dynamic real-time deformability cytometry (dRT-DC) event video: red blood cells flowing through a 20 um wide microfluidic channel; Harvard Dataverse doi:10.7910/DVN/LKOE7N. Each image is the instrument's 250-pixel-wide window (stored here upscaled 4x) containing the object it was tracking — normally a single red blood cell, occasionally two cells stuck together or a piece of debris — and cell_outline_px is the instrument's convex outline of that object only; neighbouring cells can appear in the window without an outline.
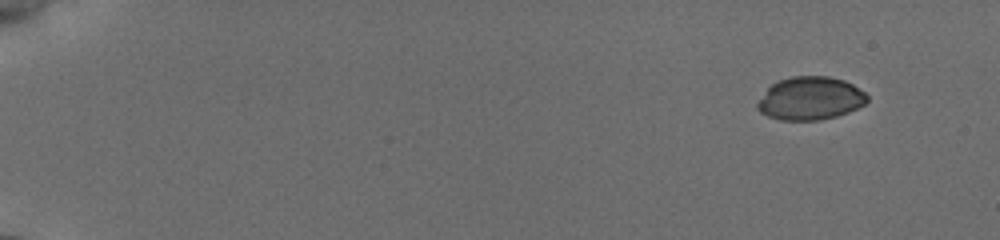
{"species": "common noctule bat (a hibernating species)", "species_latin": "Nyctalus noctula", "temperature_condition": "cold", "stored_images_in_passage": 33, "camera_frame_rate_fps": 3000, "um_per_image_px": 0.085, "animal": {"sex": "female", "body_mass_g": 19.5, "forearm_length_mm": 54.1}, "frame": {"image": 1, "passage_image": 1, "time_ms": 0.0, "image_size_px": [1000, 240], "cell_outline_px": [[868, 100], [864, 104], [848, 112], [836, 116], [820, 120], [780, 120], [768, 116], [760, 112], [756, 108], [756, 104], [768, 88], [776, 80], [792, 76], [828, 76], [844, 80], [852, 84], [864, 92], [868, 96]], "centroid_in_image_um": [68.86, 8.36], "position_along_channel_um": 16.1, "area_um2": 27.57}}
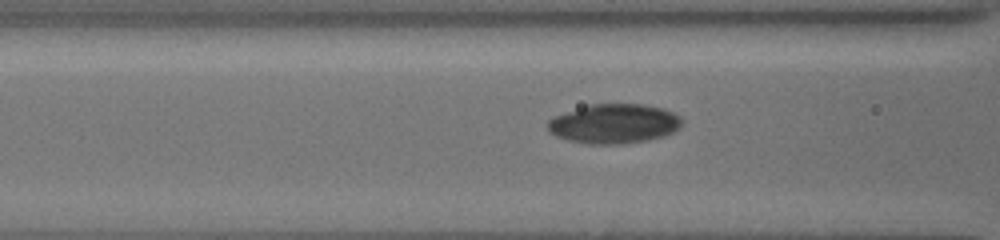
{"frame": {"image": 2, "passage_image": 19, "time_ms": 6.667, "image_size_px": [1000, 240], "cell_outline_px": [[684, 120], [680, 128], [664, 136], [648, 140], [620, 144], [588, 144], [568, 140], [556, 136], [548, 132], [548, 120], [552, 116], [588, 104], [644, 104], [664, 108], [680, 116]], "centroid_in_image_um": [52.19, 10.51], "position_along_channel_um": 114.4, "area_um2": 31.27}}
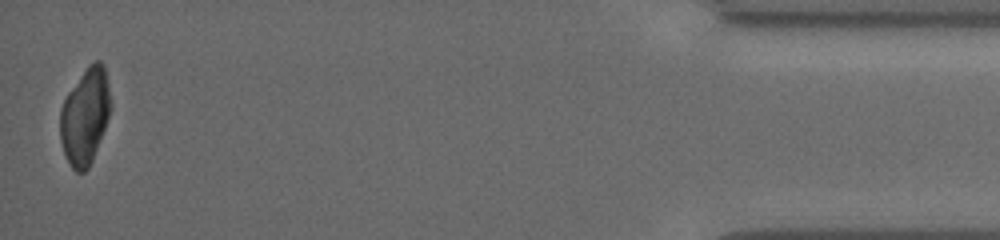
{"frame": {"image": 3, "passage_image": 33, "time_ms": 16.667, "image_size_px": [1000, 240], "cell_outline_px": [[112, 108], [92, 160], [88, 168], [84, 172], [76, 172], [72, 168], [64, 152], [60, 140], [60, 108], [68, 92], [88, 64], [96, 60], [100, 60], [104, 64], [112, 104]], "centroid_in_image_um": [7.24, 9.85], "position_along_channel_um": 428.0, "area_um2": 28.32}, "authors_computed_cell_mechanics": {"area_um2": 29.478, "velocity_mm_per_s": 3.86, "shape_relaxation_time_tau1_ms": 9.7132, "shape_relaxation_time_tau2_ms": null, "deformation_change_tau1": 0.0801, "deformation_change_tau2": null}}